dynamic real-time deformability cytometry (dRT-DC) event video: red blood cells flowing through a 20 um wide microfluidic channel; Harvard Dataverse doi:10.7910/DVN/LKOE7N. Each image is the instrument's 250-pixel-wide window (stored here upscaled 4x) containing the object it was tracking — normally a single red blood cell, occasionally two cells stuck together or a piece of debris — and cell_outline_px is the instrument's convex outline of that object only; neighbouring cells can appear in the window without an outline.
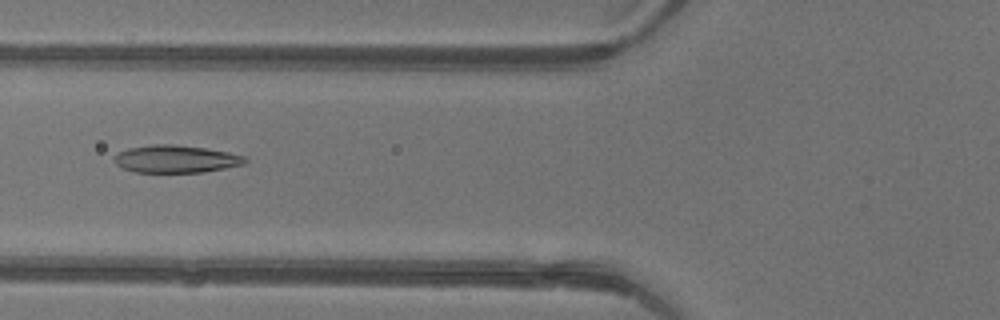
{"species": "common noctule bat (a hibernating species)", "species_latin": "Nyctalus noctula", "temperature_condition": "warm", "stored_images_in_passage": 47, "camera_frame_rate_fps": 3000, "um_per_image_px": 0.085, "animal": {"sex": "female"}, "frame": {"image": 1, "passage_image": 19, "time_ms": 6.0, "image_size_px": [1000, 320], "cell_outline_px": [[248, 160], [244, 164], [224, 168], [200, 172], [136, 172], [120, 168], [112, 160], [112, 156], [116, 152], [128, 148], [152, 144], [172, 144], [204, 148], [228, 152], [244, 156]], "centroid_in_image_um": [14.86, 13.51], "position_along_channel_um": 110.9, "area_um2": 21.1}}
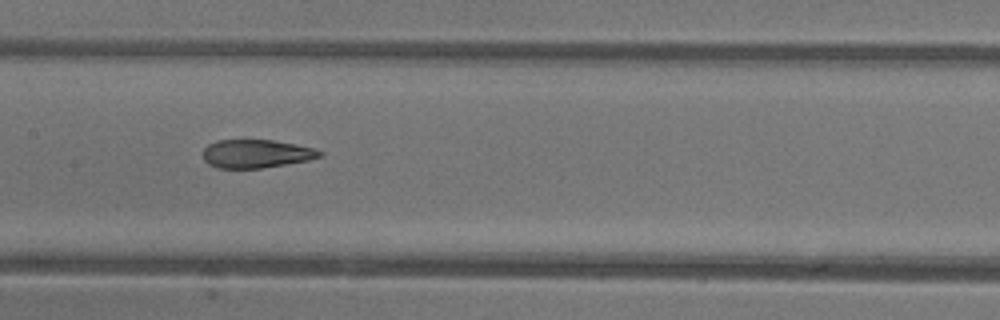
{"frame": {"image": 2, "passage_image": 24, "time_ms": 7.667, "image_size_px": [1000, 320], "cell_outline_px": [[324, 156], [308, 160], [260, 168], [216, 168], [208, 164], [204, 160], [204, 148], [208, 144], [216, 140], [272, 140], [296, 144], [316, 148], [324, 152]], "centroid_in_image_um": [21.8, 13.06], "position_along_channel_um": 185.6, "area_um2": 19.36}}
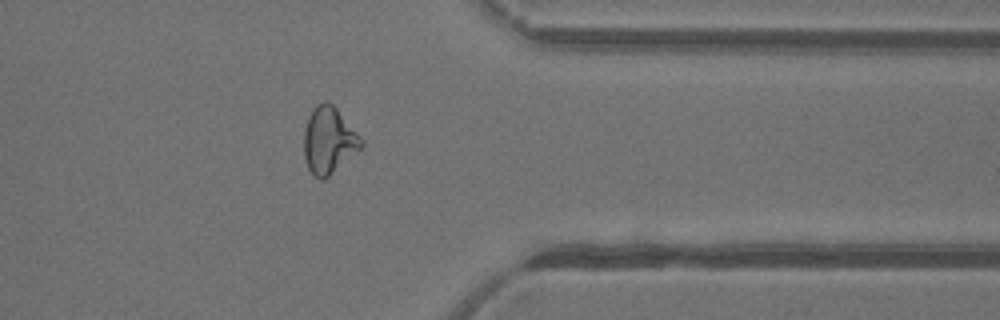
{"frame": {"image": 3, "passage_image": 38, "time_ms": 12.333, "image_size_px": [1000, 320], "cell_outline_px": [[364, 144], [360, 148], [324, 180], [320, 180], [308, 168], [304, 156], [304, 128], [308, 116], [316, 104], [324, 100], [328, 100], [336, 108], [360, 136]], "centroid_in_image_um": [27.92, 11.9], "position_along_channel_um": 383.5, "area_um2": 21.96}, "authors_computed_cell_mechanics": {"area_um2": 21.964, "velocity_mm_per_s": 4.4516, "shape_relaxation_time_tau1_ms": 10.3812, "shape_relaxation_time_tau2_ms": 1.5944, "deformation_change_tau1": 0.2887, "deformation_change_tau2": 0.0872}}